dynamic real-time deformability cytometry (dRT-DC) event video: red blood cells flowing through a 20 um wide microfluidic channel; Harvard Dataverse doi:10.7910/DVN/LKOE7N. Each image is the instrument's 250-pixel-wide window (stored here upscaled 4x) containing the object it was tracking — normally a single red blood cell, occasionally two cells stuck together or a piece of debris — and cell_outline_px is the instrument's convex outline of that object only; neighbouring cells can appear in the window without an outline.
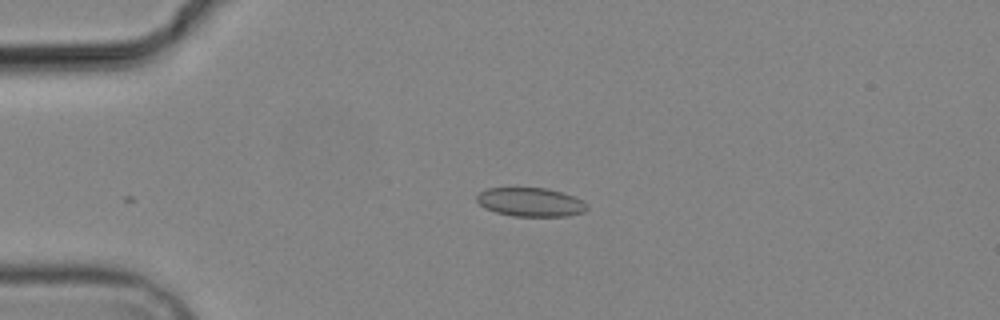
{"species": "common noctule bat (a hibernating species)", "species_latin": "Nyctalus noctula", "temperature_condition": "cold", "stored_images_in_passage": 5, "camera_frame_rate_fps": 3000, "um_per_image_px": 0.085, "animal": {"sex": "male", "body_mass_g": 19.2, "forearm_length_mm": 51.8}, "frame": {"image": 1, "passage_image": 4, "time_ms": 3.667, "image_size_px": [1000, 320], "cell_outline_px": [[588, 208], [584, 212], [568, 216], [512, 216], [496, 212], [484, 208], [476, 200], [476, 196], [480, 192], [488, 188], [548, 188], [572, 196], [588, 204]], "centroid_in_image_um": [45.08, 17.18], "position_along_channel_um": 39.9, "area_um2": 18.44}}